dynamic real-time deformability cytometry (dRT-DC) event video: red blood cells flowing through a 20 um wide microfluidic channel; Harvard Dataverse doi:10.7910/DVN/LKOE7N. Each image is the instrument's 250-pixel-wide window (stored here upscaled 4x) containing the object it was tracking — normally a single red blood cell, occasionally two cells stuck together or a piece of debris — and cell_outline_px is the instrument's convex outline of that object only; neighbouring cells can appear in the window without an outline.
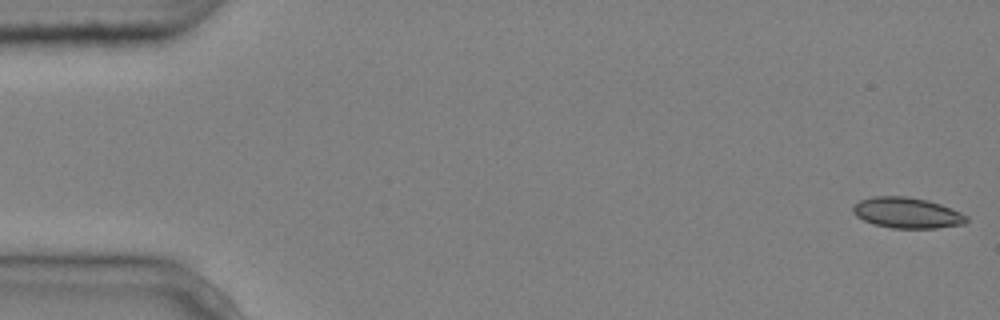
{"species": "common noctule bat (a hibernating species)", "species_latin": "Nyctalus noctula", "temperature_condition": "cold", "stored_images_in_passage": 4, "camera_frame_rate_fps": 3000, "um_per_image_px": 0.085, "animal": {"sex": "male", "body_mass_g": 20.4}, "frame": {"image": 1, "passage_image": 1, "time_ms": 0.0, "image_size_px": [1000, 320], "cell_outline_px": [[968, 220], [964, 224], [936, 228], [892, 228], [876, 224], [864, 220], [856, 216], [852, 212], [852, 208], [860, 200], [872, 196], [904, 196], [928, 200], [940, 204], [960, 212], [968, 216]], "centroid_in_image_um": [77.1, 18.09], "position_along_channel_um": 7.9, "area_um2": 20.23}}
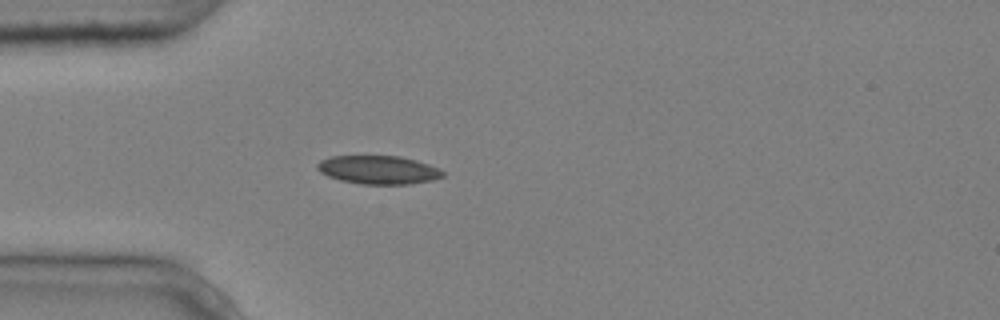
{"frame": {"image": 2, "passage_image": 4, "time_ms": 1.0, "image_size_px": [1000, 320], "cell_outline_px": [[444, 176], [432, 180], [408, 184], [360, 184], [340, 180], [328, 176], [320, 172], [316, 168], [316, 164], [320, 160], [332, 156], [400, 156], [416, 160], [440, 168], [444, 172]], "centroid_in_image_um": [32.16, 14.43], "position_along_channel_um": 52.8, "area_um2": 20.87}}